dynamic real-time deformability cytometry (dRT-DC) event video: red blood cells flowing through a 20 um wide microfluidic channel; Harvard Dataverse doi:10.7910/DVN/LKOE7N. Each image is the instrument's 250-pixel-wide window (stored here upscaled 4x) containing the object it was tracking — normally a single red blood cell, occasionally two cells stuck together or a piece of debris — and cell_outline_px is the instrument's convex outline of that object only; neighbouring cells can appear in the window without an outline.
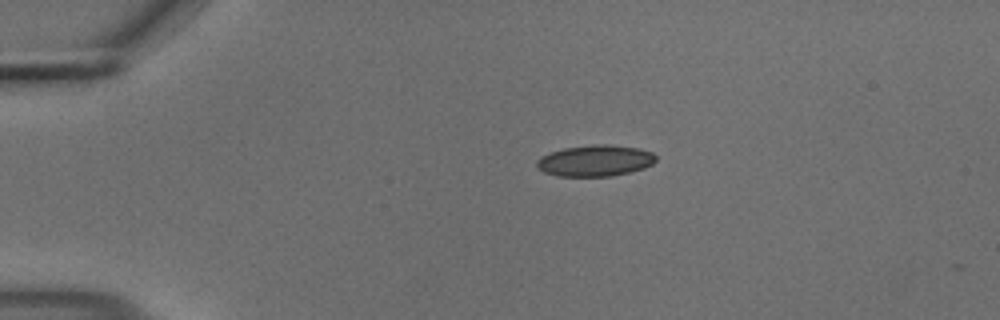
{"species": "common noctule bat (a hibernating species)", "species_latin": "Nyctalus noctula", "temperature_condition": "cold", "stored_images_in_passage": 4, "camera_frame_rate_fps": 3000, "um_per_image_px": 0.085, "animal": {"sex": "male", "body_mass_g": 18.8}, "frame": {"image": 1, "passage_image": 1, "time_ms": 0.0, "image_size_px": [1000, 320], "cell_outline_px": [[656, 160], [652, 164], [644, 168], [628, 172], [608, 176], [556, 176], [544, 172], [536, 168], [536, 160], [540, 156], [564, 148], [592, 144], [608, 144], [640, 148], [652, 152], [656, 156]], "centroid_in_image_um": [50.57, 13.65], "position_along_channel_um": 34.4, "area_um2": 21.79}}